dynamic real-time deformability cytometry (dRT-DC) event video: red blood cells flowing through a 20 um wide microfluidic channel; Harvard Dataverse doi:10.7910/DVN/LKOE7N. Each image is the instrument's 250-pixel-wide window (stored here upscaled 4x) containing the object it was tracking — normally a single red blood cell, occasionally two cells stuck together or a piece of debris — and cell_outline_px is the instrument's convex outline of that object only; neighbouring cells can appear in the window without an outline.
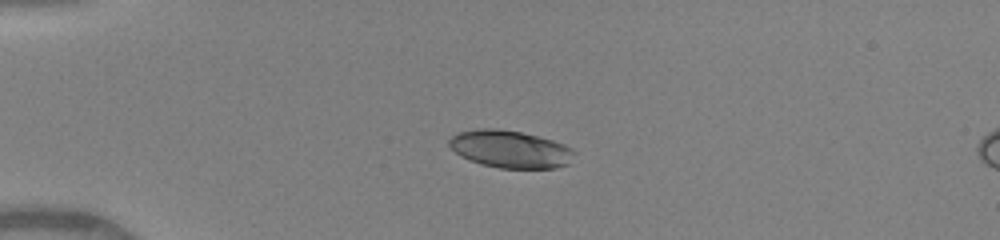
{"species": "human", "species_latin": "Homo sapiens", "temperature_condition": "warm", "stored_images_in_passage": 38, "camera_frame_rate_fps": 3000, "um_per_image_px": 0.085, "donor": {"sex": "female"}, "frame": {"image": 1, "passage_image": 1, "time_ms": 0.0, "image_size_px": [1000, 240], "cell_outline_px": [[576, 152], [568, 164], [556, 168], [500, 168], [480, 164], [460, 156], [448, 144], [448, 140], [456, 132], [476, 128], [496, 128], [520, 132], [552, 140], [564, 144], [572, 148]], "centroid_in_image_um": [43.35, 12.67], "position_along_channel_um": 41.7, "area_um2": 27.4}}
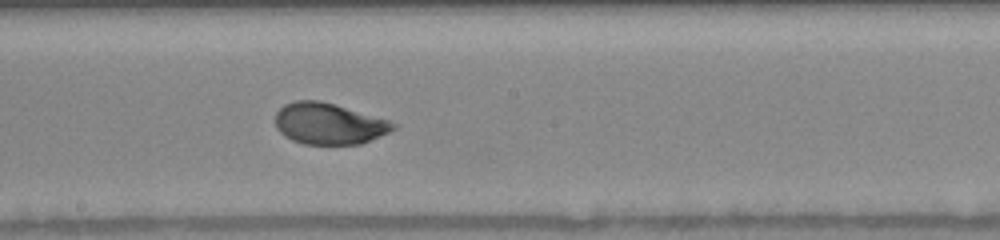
{"frame": {"image": 2, "passage_image": 17, "time_ms": 5.333, "image_size_px": [1000, 240], "cell_outline_px": [[400, 124], [396, 128], [388, 132], [360, 144], [304, 144], [292, 140], [284, 136], [276, 128], [276, 112], [284, 104], [296, 100], [320, 100], [388, 120]], "centroid_in_image_um": [27.93, 10.51], "position_along_channel_um": 220.3, "area_um2": 28.21}}
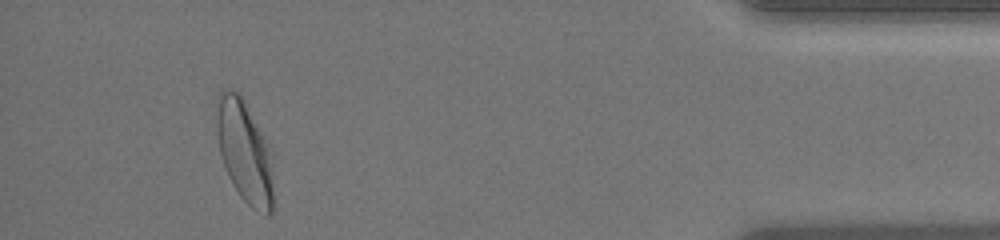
{"frame": {"image": 3, "passage_image": 35, "time_ms": 11.333, "image_size_px": [1000, 240], "cell_outline_px": [[272, 212], [268, 216], [264, 216], [256, 212], [240, 196], [232, 184], [224, 164], [220, 152], [216, 132], [216, 120], [220, 92], [224, 88], [228, 88], [236, 92], [240, 96], [264, 140], [268, 148], [272, 164]], "centroid_in_image_um": [20.77, 12.98], "position_along_channel_um": 414.4, "area_um2": 32.83}, "authors_computed_cell_mechanics": {"area_um2": 28.611, "velocity_mm_per_s": 4.0785, "shape_relaxation_time_tau1_ms": 2.557, "shape_relaxation_time_tau2_ms": null, "deformation_change_tau1": 0.1465, "deformation_change_tau2": null}}